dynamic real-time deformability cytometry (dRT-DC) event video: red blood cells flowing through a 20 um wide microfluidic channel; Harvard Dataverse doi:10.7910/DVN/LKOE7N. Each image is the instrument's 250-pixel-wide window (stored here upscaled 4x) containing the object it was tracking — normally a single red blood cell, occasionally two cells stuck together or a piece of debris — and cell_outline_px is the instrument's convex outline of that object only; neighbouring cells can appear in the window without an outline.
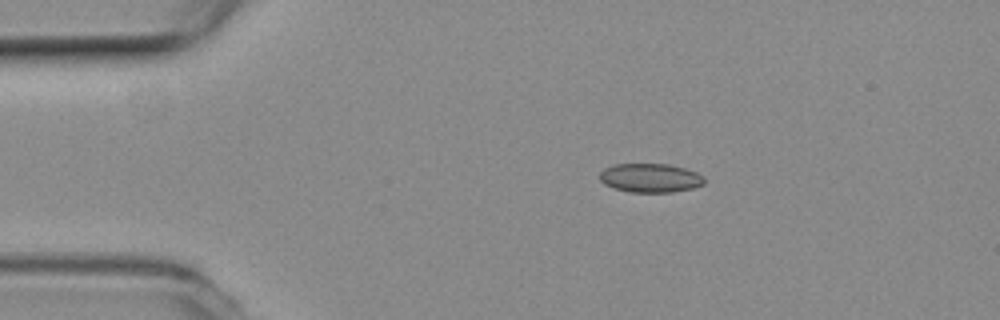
{"species": "common noctule bat (a hibernating species)", "species_latin": "Nyctalus noctula", "temperature_condition": "room temperature", "stored_images_in_passage": 39, "camera_frame_rate_fps": 3000, "um_per_image_px": 0.085, "animal": {"sex": "female", "body_mass_g": 19.3, "forearm_length_mm": 54.1}, "frame": {"image": 1, "passage_image": 1, "time_ms": 0.0, "image_size_px": [1000, 320], "cell_outline_px": [[704, 184], [692, 188], [672, 192], [628, 192], [612, 188], [604, 184], [600, 180], [600, 172], [604, 168], [616, 164], [668, 164], [684, 168], [696, 172], [704, 176]], "centroid_in_image_um": [55.26, 15.13], "position_along_channel_um": 29.7, "area_um2": 17.69}}
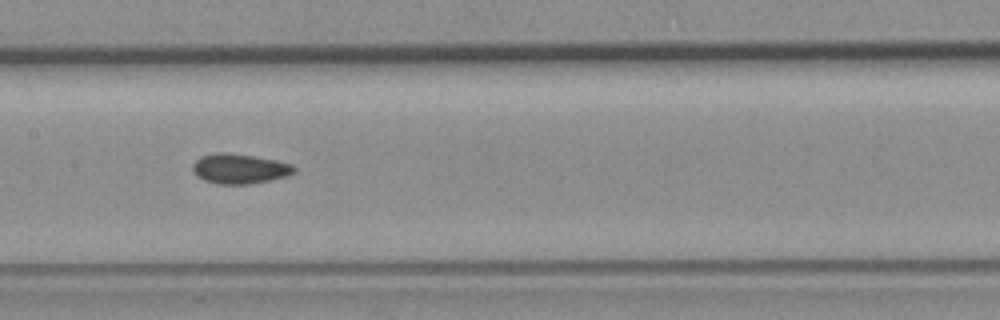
{"frame": {"image": 2, "passage_image": 17, "time_ms": 5.333, "image_size_px": [1000, 320], "cell_outline_px": [[296, 172], [288, 176], [248, 184], [216, 184], [204, 180], [196, 176], [192, 172], [192, 164], [200, 156], [216, 152], [224, 152], [252, 156], [276, 160], [292, 164], [296, 168]], "centroid_in_image_um": [20.34, 14.34], "position_along_channel_um": 187.1, "area_um2": 17.8}}
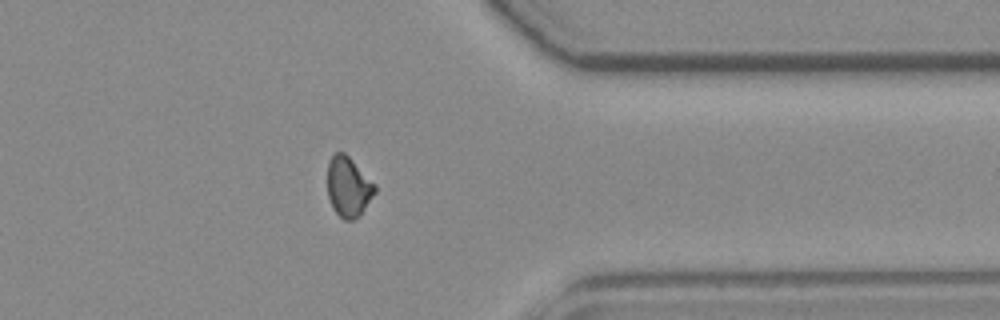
{"frame": {"image": 3, "passage_image": 33, "time_ms": 10.667, "image_size_px": [1000, 320], "cell_outline_px": [[376, 192], [364, 208], [352, 220], [344, 220], [332, 208], [328, 196], [328, 160], [336, 152], [344, 152], [376, 184]], "centroid_in_image_um": [29.6, 15.86], "position_along_channel_um": 381.8, "area_um2": 16.36}}